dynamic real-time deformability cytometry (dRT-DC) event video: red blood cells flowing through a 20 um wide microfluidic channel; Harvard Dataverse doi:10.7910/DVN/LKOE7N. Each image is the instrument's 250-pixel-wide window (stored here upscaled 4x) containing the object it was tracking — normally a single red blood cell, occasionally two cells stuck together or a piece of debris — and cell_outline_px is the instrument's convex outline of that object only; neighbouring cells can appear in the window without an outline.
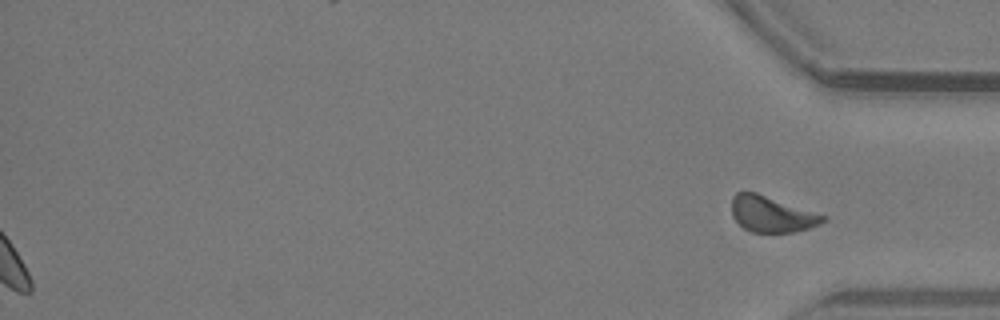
{"species": "common noctule bat (a hibernating species)", "species_latin": "Nyctalus noctula", "temperature_condition": "warm", "stored_images_in_passage": 36, "segment_of_instrument_passage": [2, 2], "camera_frame_rate_fps": 3000, "um_per_image_px": 0.085, "animal": {"sex": "male", "body_mass_g": 19.2, "forearm_length_mm": 51.8}, "frame": {"image": 1, "passage_image": 36, "time_ms": 11.667, "image_size_px": [1000, 320], "cell_outline_px": [[828, 216], [820, 224], [796, 232], [752, 232], [744, 228], [732, 216], [732, 196], [736, 192], [756, 192]], "centroid_in_image_um": [65.59, 18.2], "position_along_channel_um": 369.6, "area_um2": 19.07}}